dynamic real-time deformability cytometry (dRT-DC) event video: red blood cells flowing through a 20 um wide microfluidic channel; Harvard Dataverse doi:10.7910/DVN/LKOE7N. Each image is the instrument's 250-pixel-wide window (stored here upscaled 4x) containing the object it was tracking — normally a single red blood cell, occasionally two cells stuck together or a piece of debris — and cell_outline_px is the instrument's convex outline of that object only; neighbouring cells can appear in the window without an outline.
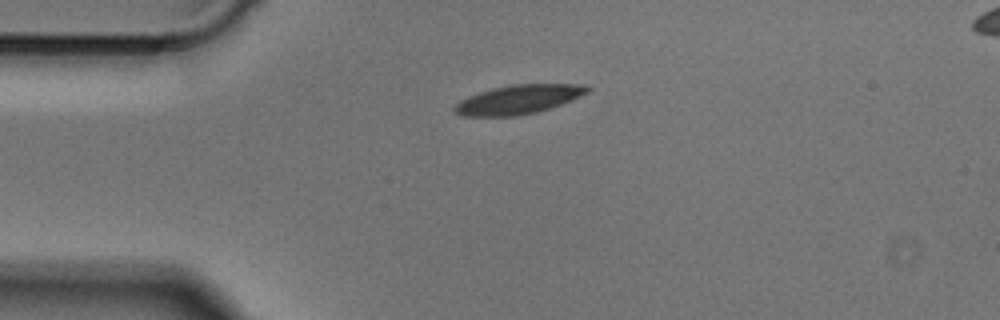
{"species": "Egyptian fruit bat (a non-hibernating species)", "species_latin": "Rousettus aegyptiacus", "temperature_condition": "cold", "stored_images_in_passage": 39, "camera_frame_rate_fps": 3000, "um_per_image_px": 0.085, "animal": {"sex": "male"}, "frame": {"image": 1, "passage_image": 1, "time_ms": 0.0, "image_size_px": [1000, 320], "cell_outline_px": [[592, 88], [588, 92], [572, 100], [536, 112], [516, 116], [464, 116], [456, 112], [452, 108], [460, 100], [468, 96], [492, 88], [512, 84], [588, 84]], "centroid_in_image_um": [44.09, 8.44], "position_along_channel_um": 40.9, "area_um2": 22.43}}
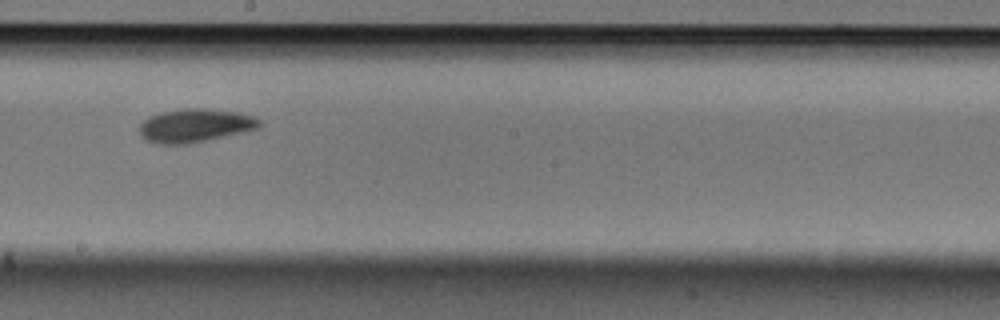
{"frame": {"image": 2, "passage_image": 17, "time_ms": 5.333, "image_size_px": [1000, 320], "cell_outline_px": [[260, 124], [256, 128], [244, 132], [208, 140], [188, 144], [156, 144], [144, 140], [140, 136], [140, 124], [148, 116], [160, 112], [184, 108], [204, 108], [240, 112], [252, 116], [260, 120]], "centroid_in_image_um": [16.53, 10.67], "position_along_channel_um": 231.7, "area_um2": 23.58}}
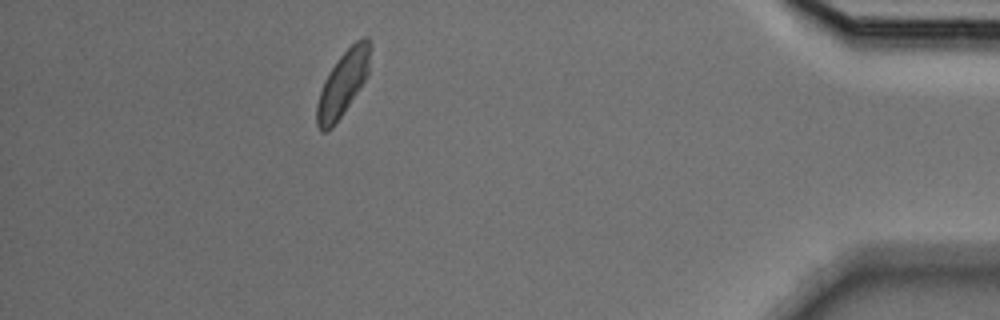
{"frame": {"image": 3, "passage_image": 34, "time_ms": 11.0, "image_size_px": [1000, 320], "cell_outline_px": [[372, 48], [368, 76], [332, 128], [328, 132], [320, 132], [316, 124], [316, 104], [324, 80], [328, 72], [340, 56], [356, 40], [364, 36], [368, 36], [372, 44]], "centroid_in_image_um": [29.16, 7.07], "position_along_channel_um": 406.0, "area_um2": 20.4}}